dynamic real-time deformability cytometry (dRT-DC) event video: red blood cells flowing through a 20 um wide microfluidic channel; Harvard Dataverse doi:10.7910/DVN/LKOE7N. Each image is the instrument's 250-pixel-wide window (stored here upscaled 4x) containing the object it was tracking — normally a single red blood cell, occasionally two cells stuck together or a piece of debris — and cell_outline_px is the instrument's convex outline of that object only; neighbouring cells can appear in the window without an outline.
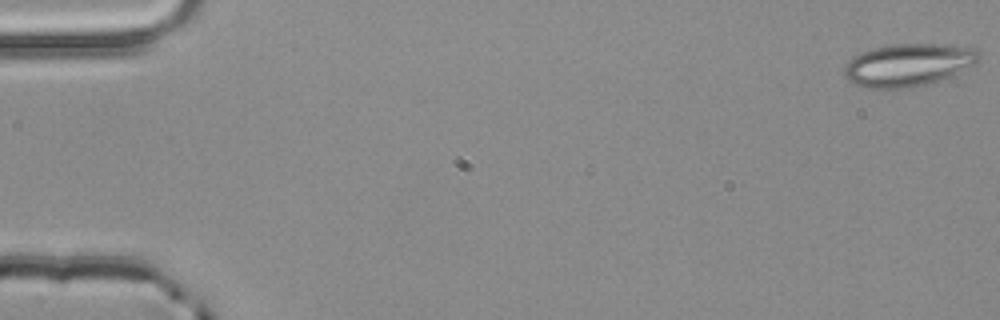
{"species": "common noctule bat (a hibernating species)", "species_latin": "Nyctalus noctula", "temperature_condition": "room temperature", "stored_images_in_passage": 4, "camera_frame_rate_fps": 3000, "um_per_image_px": 0.085, "animal": {"sex": "male", "body_mass_g": 20.4}, "frame": {"image": 1, "passage_image": 1, "time_ms": 0.0, "image_size_px": [1000, 320], "cell_outline_px": [[980, 60], [948, 76], [912, 88], [864, 88], [848, 80], [844, 76], [844, 64], [852, 56], [872, 48], [892, 44], [956, 44], [972, 48], [980, 52]], "centroid_in_image_um": [77.14, 5.5], "position_along_channel_um": 7.9, "area_um2": 33.35}}